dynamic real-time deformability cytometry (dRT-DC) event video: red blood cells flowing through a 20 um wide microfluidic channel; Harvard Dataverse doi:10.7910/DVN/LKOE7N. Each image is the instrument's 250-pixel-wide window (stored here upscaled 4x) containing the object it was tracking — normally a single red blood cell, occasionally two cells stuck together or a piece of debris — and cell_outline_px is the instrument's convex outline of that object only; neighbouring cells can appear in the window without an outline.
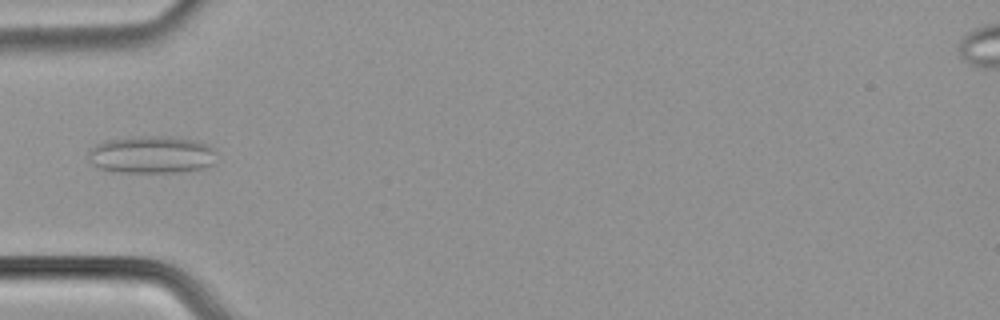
{"species": "common noctule bat (a hibernating species)", "species_latin": "Nyctalus noctula", "temperature_condition": "cold", "stored_images_in_passage": 8, "camera_frame_rate_fps": 3000, "um_per_image_px": 0.085, "animal": {"sex": "male", "body_mass_g": 21.5, "forearm_length_mm": 52.0}, "frame": {"image": 1, "passage_image": 5, "time_ms": 1.333, "image_size_px": [1000, 320], "cell_outline_px": [[212, 164], [204, 168], [176, 172], [120, 172], [96, 168], [88, 160], [88, 152], [96, 144], [104, 140], [132, 136], [172, 136], [192, 140], [208, 144], [212, 148]], "centroid_in_image_um": [12.79, 13.14], "position_along_channel_um": 72.2, "area_um2": 27.98}}
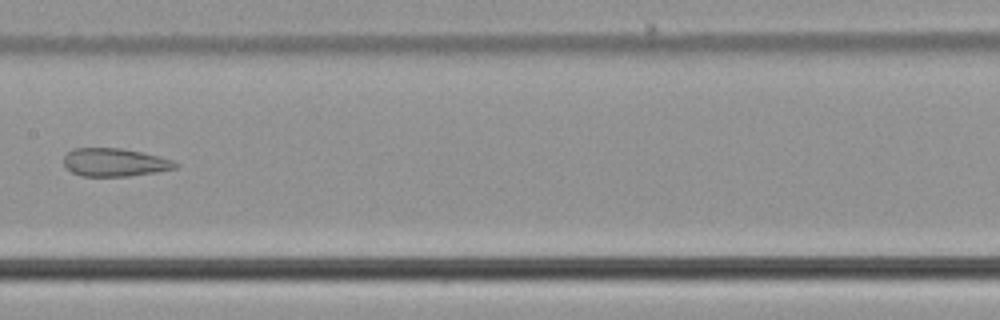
{"frame": {"image": 2, "passage_image": 8, "time_ms": 2.333, "image_size_px": [1000, 320], "cell_outline_px": [[180, 164], [176, 168], [156, 172], [128, 176], [80, 176], [64, 168], [64, 156], [72, 148], [120, 148], [160, 156], [172, 160]], "centroid_in_image_um": [9.73, 13.8], "position_along_channel_um": 197.7, "area_um2": 18.38}}